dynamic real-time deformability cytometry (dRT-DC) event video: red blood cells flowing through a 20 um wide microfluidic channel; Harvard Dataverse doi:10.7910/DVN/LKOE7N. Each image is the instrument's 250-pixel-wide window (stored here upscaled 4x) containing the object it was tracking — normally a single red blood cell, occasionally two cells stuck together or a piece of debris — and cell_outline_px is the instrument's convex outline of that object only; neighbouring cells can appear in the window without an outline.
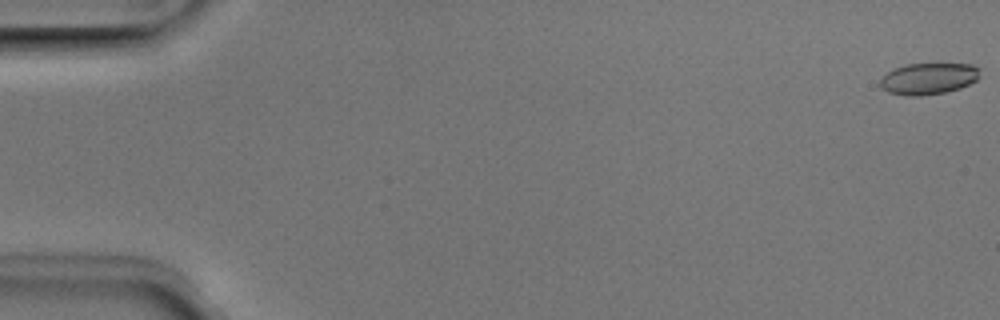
{"species": "Egyptian fruit bat (a non-hibernating species)", "species_latin": "Rousettus aegyptiacus", "temperature_condition": "room temperature", "stored_images_in_passage": 52, "camera_frame_rate_fps": 3000, "um_per_image_px": 0.085, "animal": {"sex": "male"}, "frame": {"image": 1, "passage_image": 1, "time_ms": 0.0, "image_size_px": [1000, 320], "cell_outline_px": [[980, 76], [976, 80], [960, 88], [944, 92], [920, 96], [908, 96], [888, 92], [880, 84], [880, 80], [888, 72], [904, 64], [972, 64], [980, 68]], "centroid_in_image_um": [78.95, 6.68], "position_along_channel_um": 6.1, "area_um2": 18.15}}
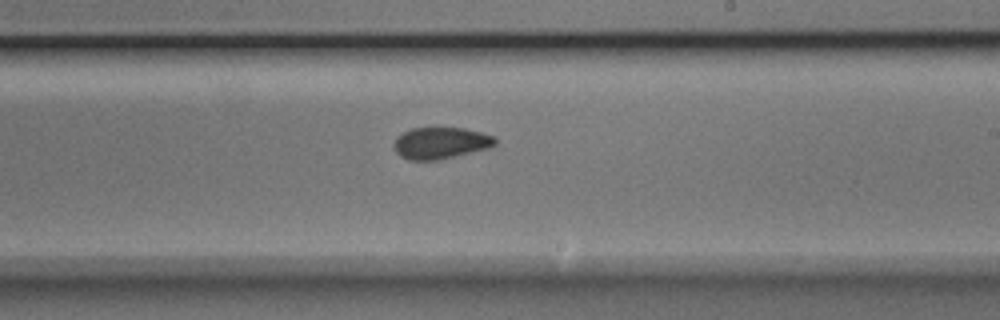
{"frame": {"image": 2, "passage_image": 31, "time_ms": 10.0, "image_size_px": [1000, 320], "cell_outline_px": [[496, 144], [488, 148], [456, 156], [436, 160], [408, 160], [400, 156], [396, 152], [392, 144], [404, 132], [412, 128], [464, 128], [496, 136]], "centroid_in_image_um": [37.46, 12.16], "position_along_channel_um": 251.5, "area_um2": 18.55}}
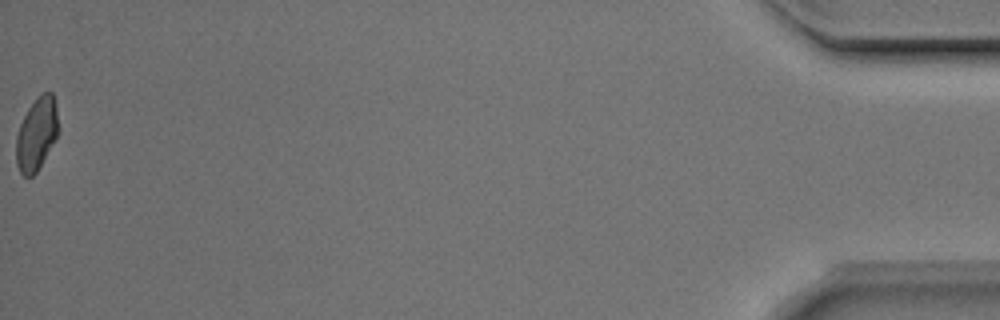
{"frame": {"image": 3, "passage_image": 52, "time_ms": 17.0, "image_size_px": [1000, 320], "cell_outline_px": [[56, 136], [36, 172], [32, 176], [24, 176], [20, 172], [16, 164], [16, 136], [20, 124], [28, 108], [44, 92], [52, 92], [56, 108]], "centroid_in_image_um": [3.06, 11.41], "position_along_channel_um": 432.1, "area_um2": 17.11}, "authors_computed_cell_mechanics": {"area_um2": 18.8428, "velocity_mm_per_s": 3.99, "shape_relaxation_time_tau1_ms": 3.7406, "shape_relaxation_time_tau2_ms": 1.7876, "deformation_change_tau1": 0.0972, "deformation_change_tau2": 0.0616}}